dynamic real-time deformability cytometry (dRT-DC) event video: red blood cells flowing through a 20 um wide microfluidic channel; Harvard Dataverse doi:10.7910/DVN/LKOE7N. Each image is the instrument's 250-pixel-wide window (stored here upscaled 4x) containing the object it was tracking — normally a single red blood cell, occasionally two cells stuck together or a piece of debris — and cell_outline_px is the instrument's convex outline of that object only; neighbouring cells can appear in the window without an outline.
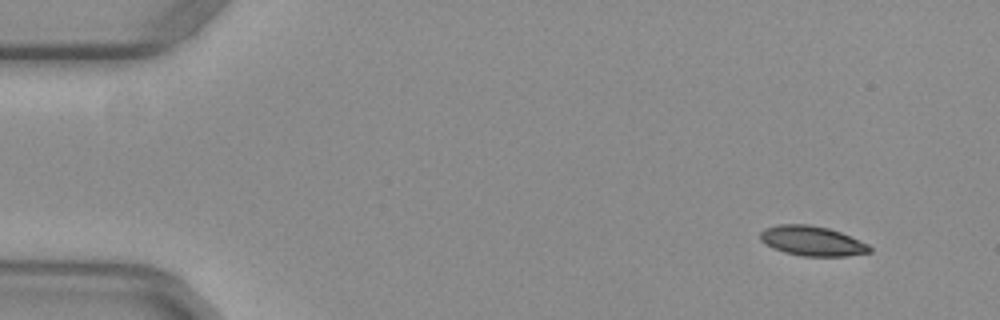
{"species": "common noctule bat (a hibernating species)", "species_latin": "Nyctalus noctula", "temperature_condition": "warm", "stored_images_in_passage": 50, "segment_of_instrument_passage": [1, 2], "camera_frame_rate_fps": 3000, "um_per_image_px": 0.085, "animal": {"sex": "female", "body_mass_g": 29.2, "forearm_length_mm": 56.3}, "frame": {"image": 1, "passage_image": 1, "time_ms": 0.0, "image_size_px": [1000, 320], "cell_outline_px": [[872, 252], [844, 256], [804, 256], [784, 252], [772, 248], [760, 240], [760, 232], [764, 228], [776, 224], [808, 224], [828, 228], [840, 232], [868, 244], [872, 248]], "centroid_in_image_um": [69.0, 20.47], "position_along_channel_um": 16.0, "area_um2": 19.02}}
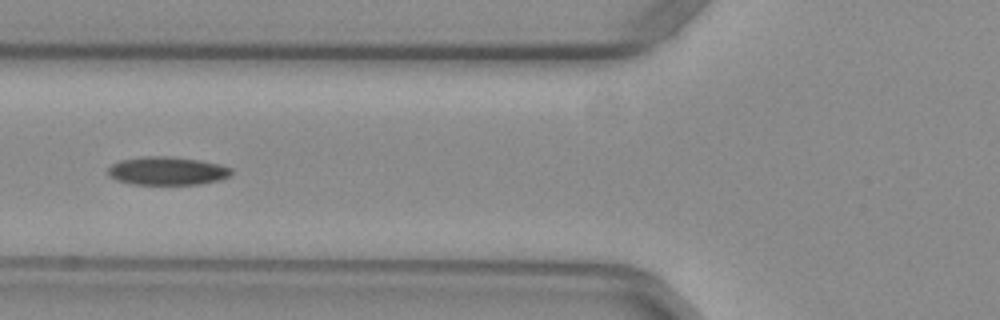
{"frame": {"image": 2, "passage_image": 17, "time_ms": 5.333, "image_size_px": [1000, 320], "cell_outline_px": [[232, 176], [220, 180], [200, 184], [132, 184], [116, 180], [108, 176], [108, 168], [112, 164], [120, 160], [144, 156], [168, 156], [200, 160], [220, 164], [232, 168]], "centroid_in_image_um": [14.23, 14.52], "position_along_channel_um": 111.6, "area_um2": 20.52}}
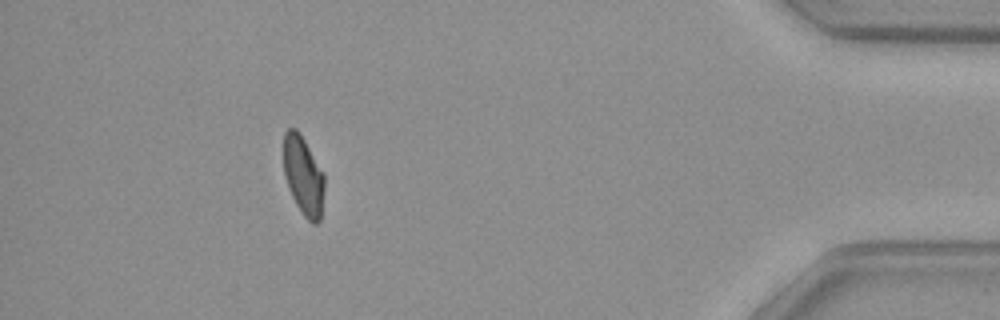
{"frame": {"image": 3, "passage_image": 44, "time_ms": 14.333, "image_size_px": [1000, 320], "cell_outline_px": [[324, 188], [320, 220], [316, 224], [312, 224], [304, 216], [296, 204], [288, 188], [284, 172], [284, 132], [288, 128], [296, 128], [300, 132], [324, 172]], "centroid_in_image_um": [25.79, 14.91], "position_along_channel_um": 409.4, "area_um2": 18.9}}